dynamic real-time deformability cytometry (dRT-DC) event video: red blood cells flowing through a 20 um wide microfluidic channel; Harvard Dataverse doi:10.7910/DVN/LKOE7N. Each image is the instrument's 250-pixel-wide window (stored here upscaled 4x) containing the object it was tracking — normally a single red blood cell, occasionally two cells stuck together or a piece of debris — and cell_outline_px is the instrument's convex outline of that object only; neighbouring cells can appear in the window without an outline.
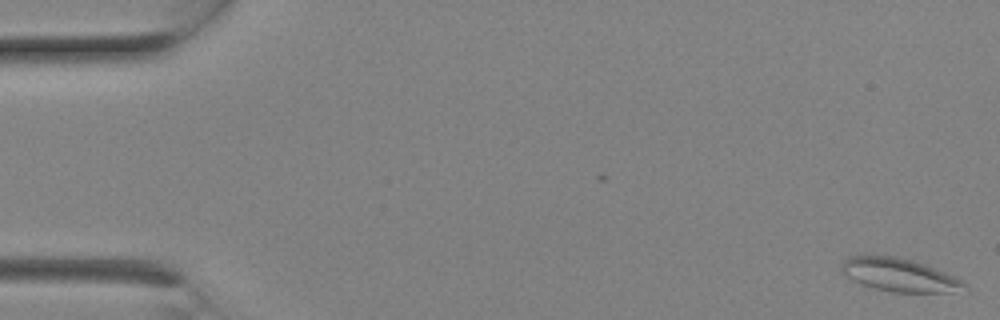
{"species": "Egyptian fruit bat (a non-hibernating species)", "species_latin": "Rousettus aegyptiacus", "temperature_condition": "room temperature", "stored_images_in_passage": 2, "camera_frame_rate_fps": 3000, "um_per_image_px": 0.085, "animal": {"sex": "female"}, "frame": {"image": 1, "passage_image": 2, "time_ms": 0.333, "image_size_px": [1000, 320], "cell_outline_px": [[964, 284], [952, 292], [892, 292], [860, 284], [840, 272], [840, 264], [848, 256], [900, 256], [916, 260], [944, 272], [960, 280]], "centroid_in_image_um": [76.32, 23.34], "position_along_channel_um": 8.7, "area_um2": 23.41}}